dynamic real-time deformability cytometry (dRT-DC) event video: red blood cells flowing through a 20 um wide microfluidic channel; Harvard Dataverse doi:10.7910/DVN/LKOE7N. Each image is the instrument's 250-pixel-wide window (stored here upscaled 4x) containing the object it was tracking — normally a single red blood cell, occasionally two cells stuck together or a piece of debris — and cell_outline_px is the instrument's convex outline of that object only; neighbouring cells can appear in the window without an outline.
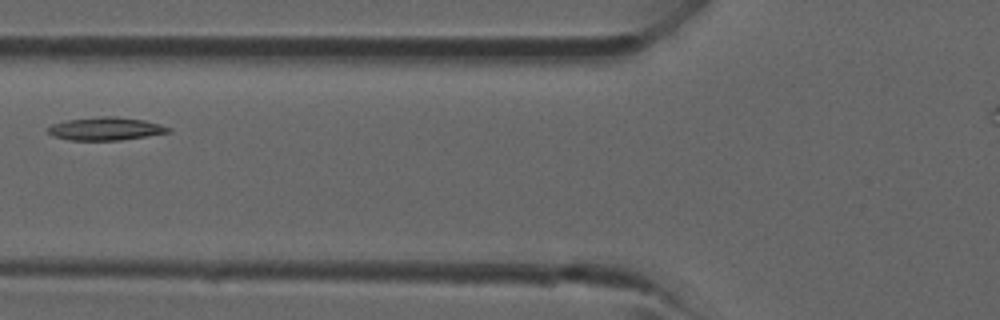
{"species": "common noctule bat (a hibernating species)", "species_latin": "Nyctalus noctula", "temperature_condition": "room temperature", "stored_images_in_passage": 4, "segment_of_instrument_passage": [1, 2], "camera_frame_rate_fps": 3000, "um_per_image_px": 0.085, "animal": {"sex": "male", "forearm_length_mm": 52.5}, "frame": {"image": 1, "passage_image": 3, "time_ms": 2.333, "image_size_px": [1000, 320], "cell_outline_px": [[172, 132], [120, 140], [72, 140], [56, 136], [48, 132], [48, 128], [52, 124], [64, 120], [100, 116], [116, 116], [144, 120], [160, 124], [172, 128]], "centroid_in_image_um": [9.02, 10.93], "position_along_channel_um": 116.8, "area_um2": 16.13}}